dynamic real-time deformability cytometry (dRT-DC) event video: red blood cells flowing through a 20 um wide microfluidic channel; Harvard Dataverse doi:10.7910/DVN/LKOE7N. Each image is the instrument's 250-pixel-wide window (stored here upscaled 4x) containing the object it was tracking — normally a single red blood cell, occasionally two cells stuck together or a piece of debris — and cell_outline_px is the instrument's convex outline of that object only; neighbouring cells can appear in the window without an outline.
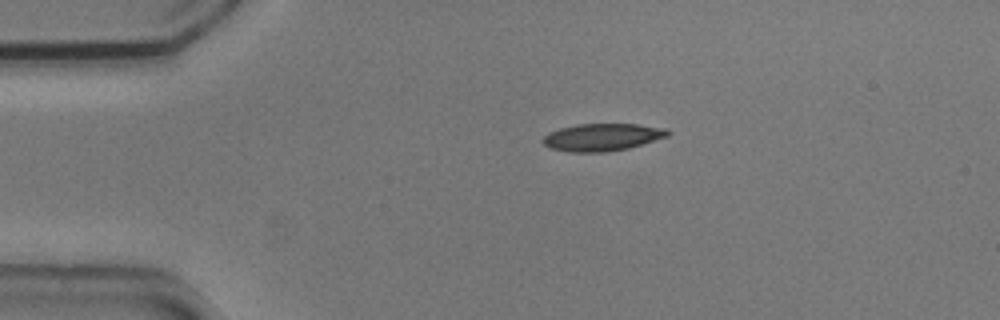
{"species": "common noctule bat (a hibernating species)", "species_latin": "Nyctalus noctula", "temperature_condition": "cold", "stored_images_in_passage": 2, "camera_frame_rate_fps": 3000, "um_per_image_px": 0.085, "animal": {"sex": "male", "body_mass_g": 20.5, "forearm_length_mm": 52.5}, "frame": {"image": 1, "passage_image": 1, "time_ms": 0.0, "image_size_px": [1000, 320], "cell_outline_px": [[672, 132], [668, 136], [628, 148], [608, 152], [568, 152], [552, 148], [544, 144], [540, 140], [548, 132], [560, 128], [576, 124], [636, 124], [668, 128]], "centroid_in_image_um": [51.19, 11.65], "position_along_channel_um": 33.8, "area_um2": 20.06}}